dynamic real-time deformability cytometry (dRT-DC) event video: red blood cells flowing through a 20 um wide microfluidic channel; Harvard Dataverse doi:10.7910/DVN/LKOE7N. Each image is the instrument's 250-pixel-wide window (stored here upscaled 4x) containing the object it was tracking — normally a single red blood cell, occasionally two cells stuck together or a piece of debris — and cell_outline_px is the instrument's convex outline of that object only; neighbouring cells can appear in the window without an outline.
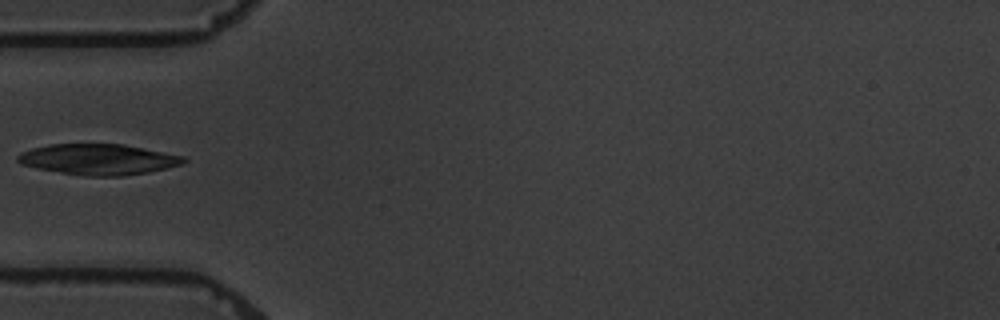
{"species": "common noctule bat (a hibernating species)", "species_latin": "Nyctalus noctula", "temperature_condition": "warm", "stored_images_in_passage": 5, "camera_frame_rate_fps": 3000, "um_per_image_px": 0.085, "animal": {"sex": "male", "body_mass_g": 19.5, "forearm_length_mm": 54.6}, "frame": {"image": 1, "passage_image": 5, "time_ms": 4.667, "image_size_px": [1000, 320], "cell_outline_px": [[188, 160], [184, 164], [148, 172], [124, 176], [88, 176], [60, 172], [36, 168], [20, 164], [16, 160], [16, 156], [20, 152], [32, 148], [48, 144], [124, 144], [184, 156]], "centroid_in_image_um": [8.35, 13.54], "position_along_channel_um": 76.6, "area_um2": 29.88}}